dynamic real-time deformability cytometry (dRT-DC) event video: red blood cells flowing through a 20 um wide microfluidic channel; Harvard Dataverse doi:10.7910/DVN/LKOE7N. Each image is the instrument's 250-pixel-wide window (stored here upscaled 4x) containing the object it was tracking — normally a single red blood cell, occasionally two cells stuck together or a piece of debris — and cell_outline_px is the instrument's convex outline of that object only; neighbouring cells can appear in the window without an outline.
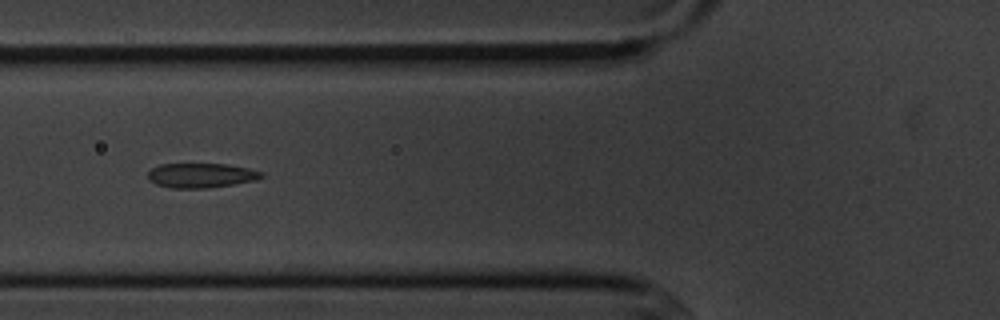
{"species": "common noctule bat (a hibernating species)", "species_latin": "Nyctalus noctula", "temperature_condition": "cold", "stored_images_in_passage": 8, "camera_frame_rate_fps": 3000, "um_per_image_px": 0.085, "animal": {"sex": "male", "body_mass_g": 20.1, "forearm_length_mm": 53.5}, "frame": {"image": 1, "passage_image": 5, "time_ms": 4.667, "image_size_px": [1000, 320], "cell_outline_px": [[264, 176], [256, 180], [208, 188], [172, 188], [156, 184], [148, 180], [148, 172], [152, 168], [160, 164], [228, 164], [248, 168], [264, 172]], "centroid_in_image_um": [17.1, 14.91], "position_along_channel_um": 108.7, "area_um2": 16.3}}
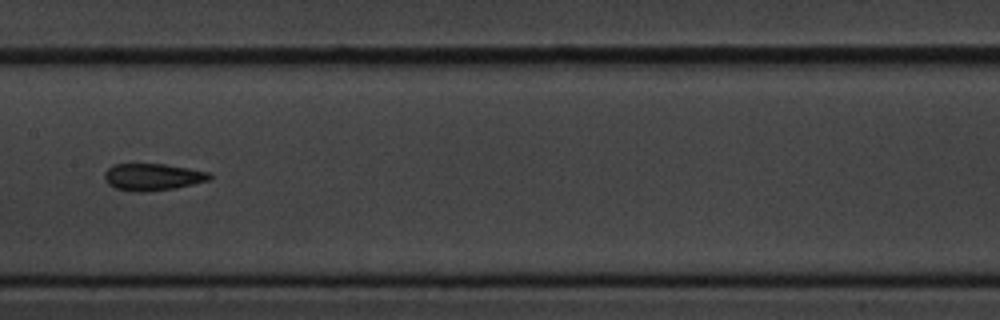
{"frame": {"image": 2, "passage_image": 7, "time_ms": 7.0, "image_size_px": [1000, 320], "cell_outline_px": [[212, 180], [176, 188], [148, 192], [132, 192], [116, 188], [108, 184], [104, 180], [104, 172], [112, 164], [164, 164], [188, 168], [208, 172], [212, 176]], "centroid_in_image_um": [12.97, 15.05], "position_along_channel_um": 194.4, "area_um2": 16.76}}
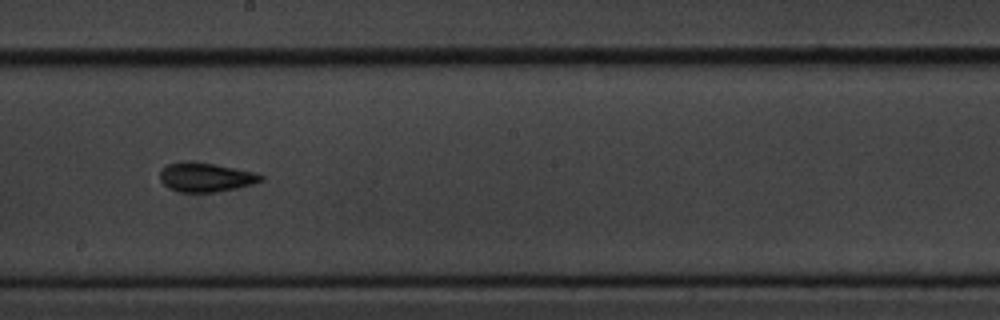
{"frame": {"image": 3, "passage_image": 8, "time_ms": 8.0, "image_size_px": [1000, 320], "cell_outline_px": [[264, 180], [252, 184], [236, 188], [216, 192], [180, 192], [168, 188], [160, 180], [160, 172], [168, 164], [184, 160], [212, 164], [256, 172], [264, 176]], "centroid_in_image_um": [17.49, 15.06], "position_along_channel_um": 230.7, "area_um2": 17.11}}